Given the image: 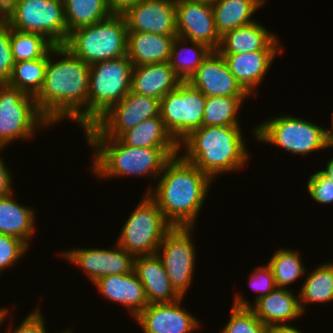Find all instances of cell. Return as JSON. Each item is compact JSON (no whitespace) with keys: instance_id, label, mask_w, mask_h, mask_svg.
I'll return each mask as SVG.
<instances>
[{"instance_id":"1","label":"cell","mask_w":333,"mask_h":333,"mask_svg":"<svg viewBox=\"0 0 333 333\" xmlns=\"http://www.w3.org/2000/svg\"><path fill=\"white\" fill-rule=\"evenodd\" d=\"M50 55L64 57L56 62ZM89 81L90 65L65 46H55L48 53L44 84L35 97L38 110L50 124L67 117L85 130L88 127Z\"/></svg>"},{"instance_id":"2","label":"cell","mask_w":333,"mask_h":333,"mask_svg":"<svg viewBox=\"0 0 333 333\" xmlns=\"http://www.w3.org/2000/svg\"><path fill=\"white\" fill-rule=\"evenodd\" d=\"M163 173V174H162ZM156 189L146 192L173 227H194L212 179L182 156H173Z\"/></svg>"},{"instance_id":"3","label":"cell","mask_w":333,"mask_h":333,"mask_svg":"<svg viewBox=\"0 0 333 333\" xmlns=\"http://www.w3.org/2000/svg\"><path fill=\"white\" fill-rule=\"evenodd\" d=\"M87 142L95 148L91 170L100 178L118 176L161 175L166 163L179 148H135L123 144L118 138L105 137L94 125L85 130Z\"/></svg>"},{"instance_id":"4","label":"cell","mask_w":333,"mask_h":333,"mask_svg":"<svg viewBox=\"0 0 333 333\" xmlns=\"http://www.w3.org/2000/svg\"><path fill=\"white\" fill-rule=\"evenodd\" d=\"M240 131V126H202L185 137L179 149L186 146L182 157L213 180L222 172L240 170L247 161Z\"/></svg>"},{"instance_id":"5","label":"cell","mask_w":333,"mask_h":333,"mask_svg":"<svg viewBox=\"0 0 333 333\" xmlns=\"http://www.w3.org/2000/svg\"><path fill=\"white\" fill-rule=\"evenodd\" d=\"M127 24L123 14L70 32L63 44L74 56L88 65L127 55Z\"/></svg>"},{"instance_id":"6","label":"cell","mask_w":333,"mask_h":333,"mask_svg":"<svg viewBox=\"0 0 333 333\" xmlns=\"http://www.w3.org/2000/svg\"><path fill=\"white\" fill-rule=\"evenodd\" d=\"M132 69L127 55L90 65L88 127L130 92Z\"/></svg>"},{"instance_id":"7","label":"cell","mask_w":333,"mask_h":333,"mask_svg":"<svg viewBox=\"0 0 333 333\" xmlns=\"http://www.w3.org/2000/svg\"><path fill=\"white\" fill-rule=\"evenodd\" d=\"M173 226L146 193L122 228L117 244L136 256L154 255Z\"/></svg>"},{"instance_id":"8","label":"cell","mask_w":333,"mask_h":333,"mask_svg":"<svg viewBox=\"0 0 333 333\" xmlns=\"http://www.w3.org/2000/svg\"><path fill=\"white\" fill-rule=\"evenodd\" d=\"M270 119L254 128L255 140L269 142L296 155L331 147L325 129L317 124L290 115Z\"/></svg>"},{"instance_id":"9","label":"cell","mask_w":333,"mask_h":333,"mask_svg":"<svg viewBox=\"0 0 333 333\" xmlns=\"http://www.w3.org/2000/svg\"><path fill=\"white\" fill-rule=\"evenodd\" d=\"M10 28L38 33L55 46L67 40L63 0H10Z\"/></svg>"},{"instance_id":"10","label":"cell","mask_w":333,"mask_h":333,"mask_svg":"<svg viewBox=\"0 0 333 333\" xmlns=\"http://www.w3.org/2000/svg\"><path fill=\"white\" fill-rule=\"evenodd\" d=\"M49 124L38 110L35 97L8 84H0V149L13 140L30 139L38 126Z\"/></svg>"},{"instance_id":"11","label":"cell","mask_w":333,"mask_h":333,"mask_svg":"<svg viewBox=\"0 0 333 333\" xmlns=\"http://www.w3.org/2000/svg\"><path fill=\"white\" fill-rule=\"evenodd\" d=\"M206 99L189 82H181L160 100V117L166 130L179 144L192 131L203 126Z\"/></svg>"},{"instance_id":"12","label":"cell","mask_w":333,"mask_h":333,"mask_svg":"<svg viewBox=\"0 0 333 333\" xmlns=\"http://www.w3.org/2000/svg\"><path fill=\"white\" fill-rule=\"evenodd\" d=\"M193 229L194 227H173L163 238L156 253L171 285L181 297H184L193 279L196 259L191 237Z\"/></svg>"},{"instance_id":"13","label":"cell","mask_w":333,"mask_h":333,"mask_svg":"<svg viewBox=\"0 0 333 333\" xmlns=\"http://www.w3.org/2000/svg\"><path fill=\"white\" fill-rule=\"evenodd\" d=\"M160 116V100L130 91L93 125L105 136L119 138L141 122Z\"/></svg>"},{"instance_id":"14","label":"cell","mask_w":333,"mask_h":333,"mask_svg":"<svg viewBox=\"0 0 333 333\" xmlns=\"http://www.w3.org/2000/svg\"><path fill=\"white\" fill-rule=\"evenodd\" d=\"M177 36L217 51L221 37L216 32L212 2L176 0Z\"/></svg>"},{"instance_id":"15","label":"cell","mask_w":333,"mask_h":333,"mask_svg":"<svg viewBox=\"0 0 333 333\" xmlns=\"http://www.w3.org/2000/svg\"><path fill=\"white\" fill-rule=\"evenodd\" d=\"M60 255L84 269L92 283L108 275L126 274L134 271L135 256L118 244L112 250L81 248L65 251Z\"/></svg>"},{"instance_id":"16","label":"cell","mask_w":333,"mask_h":333,"mask_svg":"<svg viewBox=\"0 0 333 333\" xmlns=\"http://www.w3.org/2000/svg\"><path fill=\"white\" fill-rule=\"evenodd\" d=\"M123 15L128 32L177 36L176 0H141Z\"/></svg>"},{"instance_id":"17","label":"cell","mask_w":333,"mask_h":333,"mask_svg":"<svg viewBox=\"0 0 333 333\" xmlns=\"http://www.w3.org/2000/svg\"><path fill=\"white\" fill-rule=\"evenodd\" d=\"M188 82L206 97L250 96L237 82L218 51L210 53Z\"/></svg>"},{"instance_id":"18","label":"cell","mask_w":333,"mask_h":333,"mask_svg":"<svg viewBox=\"0 0 333 333\" xmlns=\"http://www.w3.org/2000/svg\"><path fill=\"white\" fill-rule=\"evenodd\" d=\"M232 306L249 307L255 316L267 327L285 326L288 321L303 315L299 296L288 288H275L268 295L260 297L254 304H250L245 298L238 294Z\"/></svg>"},{"instance_id":"19","label":"cell","mask_w":333,"mask_h":333,"mask_svg":"<svg viewBox=\"0 0 333 333\" xmlns=\"http://www.w3.org/2000/svg\"><path fill=\"white\" fill-rule=\"evenodd\" d=\"M181 299L171 303L148 304L136 317L144 333H191L199 322L180 305Z\"/></svg>"},{"instance_id":"20","label":"cell","mask_w":333,"mask_h":333,"mask_svg":"<svg viewBox=\"0 0 333 333\" xmlns=\"http://www.w3.org/2000/svg\"><path fill=\"white\" fill-rule=\"evenodd\" d=\"M134 272L144 287L148 304L171 303L182 298L171 285L157 254L136 256Z\"/></svg>"},{"instance_id":"21","label":"cell","mask_w":333,"mask_h":333,"mask_svg":"<svg viewBox=\"0 0 333 333\" xmlns=\"http://www.w3.org/2000/svg\"><path fill=\"white\" fill-rule=\"evenodd\" d=\"M277 53L283 52L254 51L221 55L241 87L248 94L257 96L254 91L261 84Z\"/></svg>"},{"instance_id":"22","label":"cell","mask_w":333,"mask_h":333,"mask_svg":"<svg viewBox=\"0 0 333 333\" xmlns=\"http://www.w3.org/2000/svg\"><path fill=\"white\" fill-rule=\"evenodd\" d=\"M108 300L121 303L135 318L147 305L144 287L135 272L108 275L94 282Z\"/></svg>"},{"instance_id":"23","label":"cell","mask_w":333,"mask_h":333,"mask_svg":"<svg viewBox=\"0 0 333 333\" xmlns=\"http://www.w3.org/2000/svg\"><path fill=\"white\" fill-rule=\"evenodd\" d=\"M181 82L168 62L133 66L130 91L161 100Z\"/></svg>"},{"instance_id":"24","label":"cell","mask_w":333,"mask_h":333,"mask_svg":"<svg viewBox=\"0 0 333 333\" xmlns=\"http://www.w3.org/2000/svg\"><path fill=\"white\" fill-rule=\"evenodd\" d=\"M278 38L268 32L259 22L238 27L221 37L218 48L220 54L247 53L254 51H283Z\"/></svg>"},{"instance_id":"25","label":"cell","mask_w":333,"mask_h":333,"mask_svg":"<svg viewBox=\"0 0 333 333\" xmlns=\"http://www.w3.org/2000/svg\"><path fill=\"white\" fill-rule=\"evenodd\" d=\"M176 37L127 32V57L133 66L169 62L171 47Z\"/></svg>"},{"instance_id":"26","label":"cell","mask_w":333,"mask_h":333,"mask_svg":"<svg viewBox=\"0 0 333 333\" xmlns=\"http://www.w3.org/2000/svg\"><path fill=\"white\" fill-rule=\"evenodd\" d=\"M265 1L266 0H216L212 2L215 28L218 35L222 37L228 31L254 22L255 20H251V16Z\"/></svg>"},{"instance_id":"27","label":"cell","mask_w":333,"mask_h":333,"mask_svg":"<svg viewBox=\"0 0 333 333\" xmlns=\"http://www.w3.org/2000/svg\"><path fill=\"white\" fill-rule=\"evenodd\" d=\"M12 194L0 198V234L16 237L29 246L28 241L35 231L34 211L18 204Z\"/></svg>"},{"instance_id":"28","label":"cell","mask_w":333,"mask_h":333,"mask_svg":"<svg viewBox=\"0 0 333 333\" xmlns=\"http://www.w3.org/2000/svg\"><path fill=\"white\" fill-rule=\"evenodd\" d=\"M135 148H179V143L166 130L160 116L147 119L118 138Z\"/></svg>"},{"instance_id":"29","label":"cell","mask_w":333,"mask_h":333,"mask_svg":"<svg viewBox=\"0 0 333 333\" xmlns=\"http://www.w3.org/2000/svg\"><path fill=\"white\" fill-rule=\"evenodd\" d=\"M63 2L67 38L75 29L98 23L112 14L107 0H63Z\"/></svg>"},{"instance_id":"30","label":"cell","mask_w":333,"mask_h":333,"mask_svg":"<svg viewBox=\"0 0 333 333\" xmlns=\"http://www.w3.org/2000/svg\"><path fill=\"white\" fill-rule=\"evenodd\" d=\"M181 43L187 44L186 39L177 36L173 41L168 63L182 82H188L212 50L206 45L194 41H190L191 47L184 46L183 48ZM184 51H187V55L191 52L194 54L183 56ZM190 55H192V58H190Z\"/></svg>"},{"instance_id":"31","label":"cell","mask_w":333,"mask_h":333,"mask_svg":"<svg viewBox=\"0 0 333 333\" xmlns=\"http://www.w3.org/2000/svg\"><path fill=\"white\" fill-rule=\"evenodd\" d=\"M299 293L302 313H305L306 303L333 301V263L322 264L308 273Z\"/></svg>"},{"instance_id":"32","label":"cell","mask_w":333,"mask_h":333,"mask_svg":"<svg viewBox=\"0 0 333 333\" xmlns=\"http://www.w3.org/2000/svg\"><path fill=\"white\" fill-rule=\"evenodd\" d=\"M48 54L39 59L15 62L8 85L36 97L44 84Z\"/></svg>"},{"instance_id":"33","label":"cell","mask_w":333,"mask_h":333,"mask_svg":"<svg viewBox=\"0 0 333 333\" xmlns=\"http://www.w3.org/2000/svg\"><path fill=\"white\" fill-rule=\"evenodd\" d=\"M10 43L15 62L45 57L55 45L38 33L22 32L10 28Z\"/></svg>"},{"instance_id":"34","label":"cell","mask_w":333,"mask_h":333,"mask_svg":"<svg viewBox=\"0 0 333 333\" xmlns=\"http://www.w3.org/2000/svg\"><path fill=\"white\" fill-rule=\"evenodd\" d=\"M244 98L247 97H207L203 114V126H239L237 114Z\"/></svg>"},{"instance_id":"35","label":"cell","mask_w":333,"mask_h":333,"mask_svg":"<svg viewBox=\"0 0 333 333\" xmlns=\"http://www.w3.org/2000/svg\"><path fill=\"white\" fill-rule=\"evenodd\" d=\"M267 265L274 274L277 288H286V285L295 282L301 276L304 277L303 274L306 273L299 252L288 248L274 252Z\"/></svg>"},{"instance_id":"36","label":"cell","mask_w":333,"mask_h":333,"mask_svg":"<svg viewBox=\"0 0 333 333\" xmlns=\"http://www.w3.org/2000/svg\"><path fill=\"white\" fill-rule=\"evenodd\" d=\"M230 316L220 333H268L269 327L249 307L232 306Z\"/></svg>"},{"instance_id":"37","label":"cell","mask_w":333,"mask_h":333,"mask_svg":"<svg viewBox=\"0 0 333 333\" xmlns=\"http://www.w3.org/2000/svg\"><path fill=\"white\" fill-rule=\"evenodd\" d=\"M27 247L28 245L24 241L16 237L0 234V271L17 263L25 254Z\"/></svg>"},{"instance_id":"38","label":"cell","mask_w":333,"mask_h":333,"mask_svg":"<svg viewBox=\"0 0 333 333\" xmlns=\"http://www.w3.org/2000/svg\"><path fill=\"white\" fill-rule=\"evenodd\" d=\"M310 196L321 204L333 202V181L321 170L312 174L307 183Z\"/></svg>"},{"instance_id":"39","label":"cell","mask_w":333,"mask_h":333,"mask_svg":"<svg viewBox=\"0 0 333 333\" xmlns=\"http://www.w3.org/2000/svg\"><path fill=\"white\" fill-rule=\"evenodd\" d=\"M14 64L10 43V27L0 29V84H7Z\"/></svg>"},{"instance_id":"40","label":"cell","mask_w":333,"mask_h":333,"mask_svg":"<svg viewBox=\"0 0 333 333\" xmlns=\"http://www.w3.org/2000/svg\"><path fill=\"white\" fill-rule=\"evenodd\" d=\"M249 281L253 290L260 292L255 301L260 297L268 295L276 288L274 274L268 265L257 267L254 273L251 274Z\"/></svg>"},{"instance_id":"41","label":"cell","mask_w":333,"mask_h":333,"mask_svg":"<svg viewBox=\"0 0 333 333\" xmlns=\"http://www.w3.org/2000/svg\"><path fill=\"white\" fill-rule=\"evenodd\" d=\"M9 328L7 333H47L43 315L40 313L39 309L33 310L28 316H25L21 325L13 329L14 331L12 327Z\"/></svg>"},{"instance_id":"42","label":"cell","mask_w":333,"mask_h":333,"mask_svg":"<svg viewBox=\"0 0 333 333\" xmlns=\"http://www.w3.org/2000/svg\"><path fill=\"white\" fill-rule=\"evenodd\" d=\"M0 157V198L9 195L12 192L11 187V174L10 170H7L5 163Z\"/></svg>"},{"instance_id":"43","label":"cell","mask_w":333,"mask_h":333,"mask_svg":"<svg viewBox=\"0 0 333 333\" xmlns=\"http://www.w3.org/2000/svg\"><path fill=\"white\" fill-rule=\"evenodd\" d=\"M141 0H107L109 11L112 14H124L129 8Z\"/></svg>"},{"instance_id":"44","label":"cell","mask_w":333,"mask_h":333,"mask_svg":"<svg viewBox=\"0 0 333 333\" xmlns=\"http://www.w3.org/2000/svg\"><path fill=\"white\" fill-rule=\"evenodd\" d=\"M10 27V0H0V29Z\"/></svg>"},{"instance_id":"45","label":"cell","mask_w":333,"mask_h":333,"mask_svg":"<svg viewBox=\"0 0 333 333\" xmlns=\"http://www.w3.org/2000/svg\"><path fill=\"white\" fill-rule=\"evenodd\" d=\"M268 333H302V332H300L299 329L291 325H285V326L269 327Z\"/></svg>"},{"instance_id":"46","label":"cell","mask_w":333,"mask_h":333,"mask_svg":"<svg viewBox=\"0 0 333 333\" xmlns=\"http://www.w3.org/2000/svg\"><path fill=\"white\" fill-rule=\"evenodd\" d=\"M326 169L321 170L328 178L333 181V158L328 161Z\"/></svg>"},{"instance_id":"47","label":"cell","mask_w":333,"mask_h":333,"mask_svg":"<svg viewBox=\"0 0 333 333\" xmlns=\"http://www.w3.org/2000/svg\"><path fill=\"white\" fill-rule=\"evenodd\" d=\"M325 134H326L328 144L332 147L333 146V114L331 117V128L329 131L327 129H325Z\"/></svg>"},{"instance_id":"48","label":"cell","mask_w":333,"mask_h":333,"mask_svg":"<svg viewBox=\"0 0 333 333\" xmlns=\"http://www.w3.org/2000/svg\"><path fill=\"white\" fill-rule=\"evenodd\" d=\"M7 314H8L7 308L0 309V324H2L4 319H6V317L8 316Z\"/></svg>"},{"instance_id":"49","label":"cell","mask_w":333,"mask_h":333,"mask_svg":"<svg viewBox=\"0 0 333 333\" xmlns=\"http://www.w3.org/2000/svg\"><path fill=\"white\" fill-rule=\"evenodd\" d=\"M200 1L214 2L216 0H200Z\"/></svg>"},{"instance_id":"50","label":"cell","mask_w":333,"mask_h":333,"mask_svg":"<svg viewBox=\"0 0 333 333\" xmlns=\"http://www.w3.org/2000/svg\"><path fill=\"white\" fill-rule=\"evenodd\" d=\"M62 333H71L70 329H68L67 331H64Z\"/></svg>"}]
</instances>
